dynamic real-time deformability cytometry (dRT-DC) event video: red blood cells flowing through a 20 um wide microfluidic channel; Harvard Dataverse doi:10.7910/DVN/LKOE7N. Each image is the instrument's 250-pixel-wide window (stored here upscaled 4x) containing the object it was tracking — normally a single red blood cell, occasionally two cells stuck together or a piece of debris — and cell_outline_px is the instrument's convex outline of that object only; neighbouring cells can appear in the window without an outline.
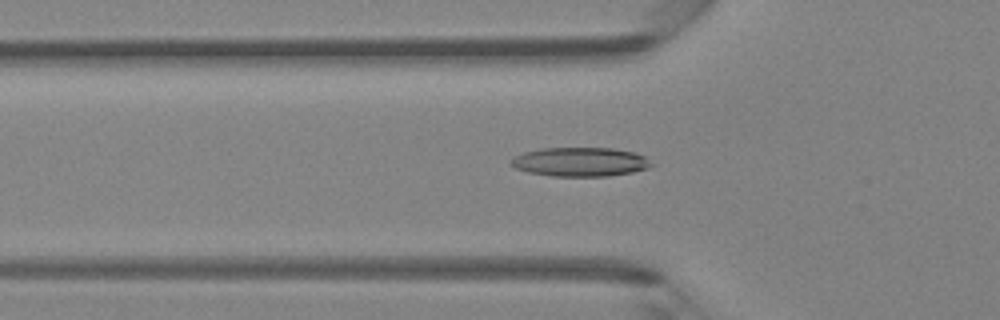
{"species": "Egyptian fruit bat (a non-hibernating species)", "species_latin": "Rousettus aegyptiacus", "temperature_condition": "room temperature", "stored_images_in_passage": 31, "camera_frame_rate_fps": 3000, "um_per_image_px": 0.085, "animal": {"sex": "female"}, "frame": {"image": 1, "passage_image": 5, "time_ms": 1.333, "image_size_px": [1000, 320], "cell_outline_px": [[652, 164], [648, 168], [632, 172], [608, 176], [552, 176], [528, 172], [516, 168], [508, 164], [508, 160], [524, 152], [540, 148], [612, 148], [632, 152], [644, 156]], "centroid_in_image_um": [49.26, 13.76], "position_along_channel_um": 76.5, "area_um2": 23.7}}
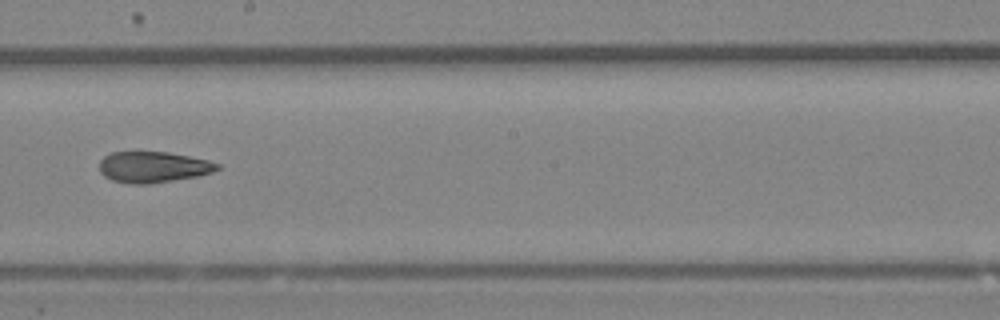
{"frame": {"image": 2, "passage_image": 16, "time_ms": 5.0, "image_size_px": [1000, 320], "cell_outline_px": [[220, 168], [212, 172], [196, 176], [152, 184], [132, 184], [112, 180], [104, 176], [100, 172], [100, 160], [104, 156], [112, 152], [168, 152], [208, 160], [220, 164]], "centroid_in_image_um": [13.01, 14.2], "position_along_channel_um": 235.2, "area_um2": 21.27}}
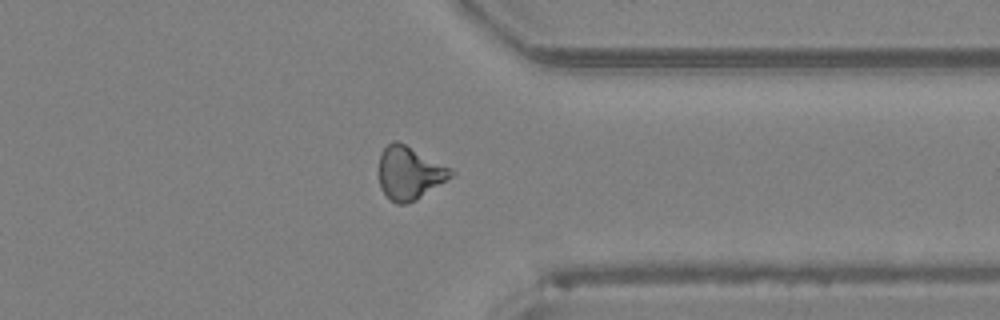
{"frame": {"image": 3, "passage_image": 26, "time_ms": 8.333, "image_size_px": [1000, 320], "cell_outline_px": [[456, 172], [452, 176], [416, 200], [404, 204], [396, 204], [380, 188], [380, 152], [392, 140], [396, 140], [452, 168]], "centroid_in_image_um": [34.81, 14.69], "position_along_channel_um": 376.6, "area_um2": 21.96}}